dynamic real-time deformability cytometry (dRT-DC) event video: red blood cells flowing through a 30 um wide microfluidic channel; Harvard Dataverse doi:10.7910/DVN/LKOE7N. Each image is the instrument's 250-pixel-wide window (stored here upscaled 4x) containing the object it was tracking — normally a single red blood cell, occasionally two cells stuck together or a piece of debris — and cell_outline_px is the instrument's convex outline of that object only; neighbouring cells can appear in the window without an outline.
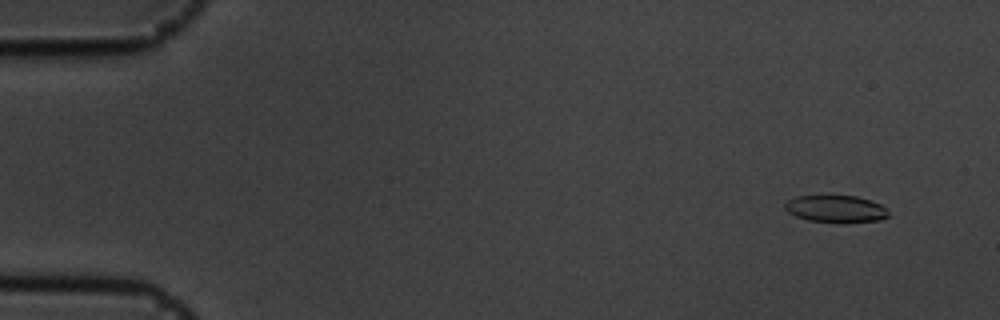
{"species": "common noctule bat (a hibernating species)", "species_latin": "Nyctalus noctula", "temperature_condition": "cold", "stored_images_in_passage": 18, "camera_frame_rate_fps": 3000, "um_per_image_px": 0.085, "animal": {"sex": "male", "body_mass_g": 19.5, "forearm_length_mm": 54.6}, "frame": {"image": 1, "passage_image": 5, "time_ms": 1.333, "image_size_px": [1000, 320], "cell_outline_px": [[888, 216], [880, 220], [844, 224], [840, 224], [808, 220], [796, 216], [788, 212], [784, 208], [784, 204], [788, 200], [796, 196], [856, 196], [880, 204], [888, 212]], "centroid_in_image_um": [71.03, 17.78], "position_along_channel_um": 14.0, "area_um2": 16.53}}
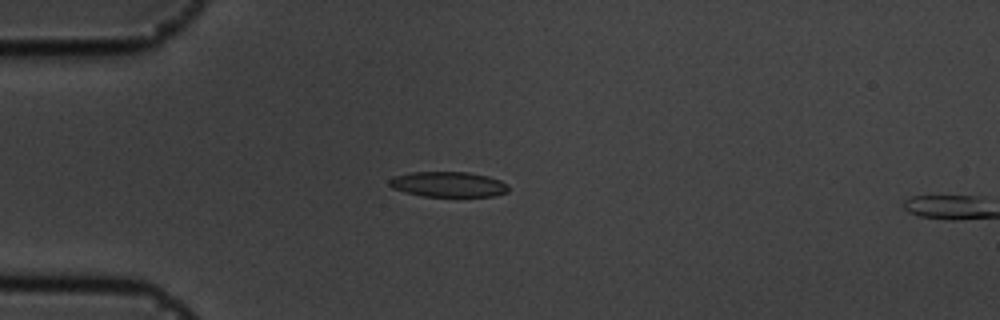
{"frame": {"image": 2, "passage_image": 16, "time_ms": 5.0, "image_size_px": [1000, 320], "cell_outline_px": [[508, 192], [496, 196], [424, 196], [404, 192], [392, 188], [388, 184], [388, 180], [392, 176], [412, 172], [468, 172], [488, 176], [500, 180], [508, 184]], "centroid_in_image_um": [38.09, 15.66], "position_along_channel_um": 46.9, "area_um2": 17.69}}